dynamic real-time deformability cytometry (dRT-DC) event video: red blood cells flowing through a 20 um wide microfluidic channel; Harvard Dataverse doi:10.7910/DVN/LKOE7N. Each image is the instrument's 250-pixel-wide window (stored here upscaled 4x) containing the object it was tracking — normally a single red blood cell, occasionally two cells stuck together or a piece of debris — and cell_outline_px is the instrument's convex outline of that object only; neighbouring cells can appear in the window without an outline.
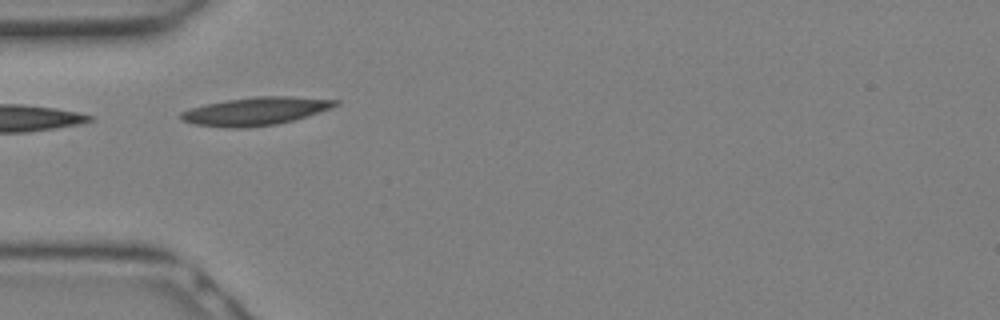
{"species": "Egyptian fruit bat (a non-hibernating species)", "species_latin": "Rousettus aegyptiacus", "temperature_condition": "warm", "stored_images_in_passage": 11, "camera_frame_rate_fps": 3000, "um_per_image_px": 0.085, "animal": {"sex": "female"}, "frame": {"image": 1, "passage_image": 6, "time_ms": 1.667, "image_size_px": [1000, 320], "cell_outline_px": [[340, 104], [332, 108], [308, 116], [276, 124], [248, 128], [228, 128], [192, 124], [184, 120], [180, 116], [180, 112], [192, 108], [208, 104], [228, 100], [256, 96], [288, 96], [340, 100]], "centroid_in_image_um": [21.77, 9.46], "position_along_channel_um": 63.2, "area_um2": 25.14}}
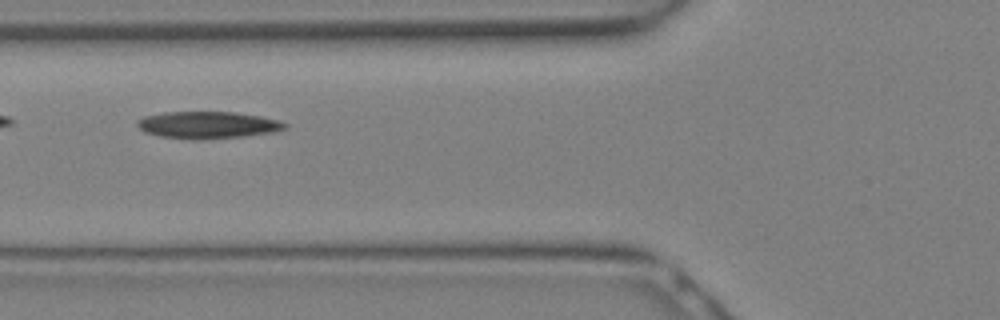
{"frame": {"image": 2, "passage_image": 8, "time_ms": 2.333, "image_size_px": [1000, 320], "cell_outline_px": [[288, 128], [280, 132], [244, 136], [196, 140], [192, 140], [160, 136], [144, 132], [136, 124], [136, 120], [144, 116], [164, 112], [236, 112], [260, 116], [276, 120], [288, 124]], "centroid_in_image_um": [17.68, 10.63], "position_along_channel_um": 108.1, "area_um2": 23.52}}
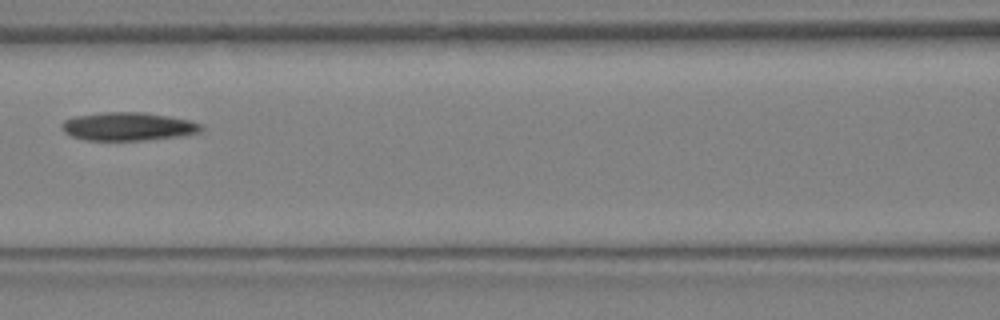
{"frame": {"image": 3, "passage_image": 10, "time_ms": 3.0, "image_size_px": [1000, 320], "cell_outline_px": [[204, 128], [200, 132], [180, 136], [144, 140], [84, 140], [72, 136], [64, 132], [60, 128], [60, 124], [64, 120], [76, 116], [100, 112], [144, 112], [168, 116], [188, 120], [200, 124]], "centroid_in_image_um": [10.85, 10.75], "position_along_channel_um": 155.8, "area_um2": 23.0}}